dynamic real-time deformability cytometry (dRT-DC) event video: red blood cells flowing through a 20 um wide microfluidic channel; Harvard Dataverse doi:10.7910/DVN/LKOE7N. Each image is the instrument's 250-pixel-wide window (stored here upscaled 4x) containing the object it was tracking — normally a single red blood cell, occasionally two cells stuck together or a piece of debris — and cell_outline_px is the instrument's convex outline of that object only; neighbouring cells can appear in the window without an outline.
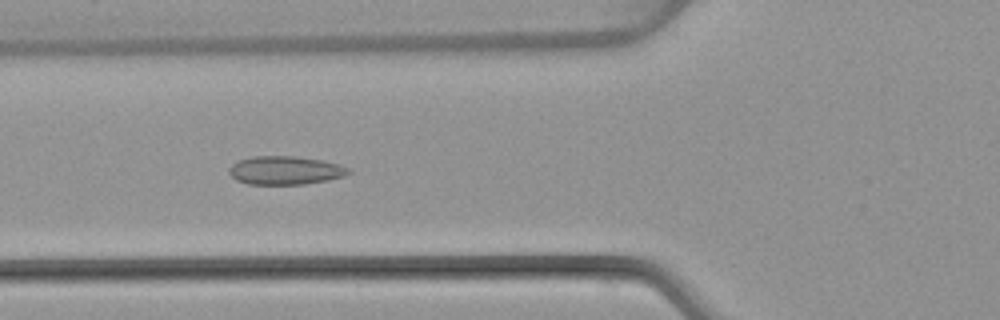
{"species": "common noctule bat (a hibernating species)", "species_latin": "Nyctalus noctula", "temperature_condition": "warm", "stored_images_in_passage": 43, "camera_frame_rate_fps": 3000, "um_per_image_px": 0.085, "animal": {"sex": "female", "body_mass_g": 22.7, "forearm_length_mm": 54.2}, "frame": {"image": 1, "passage_image": 18, "time_ms": 5.667, "image_size_px": [1000, 320], "cell_outline_px": [[352, 172], [344, 176], [328, 180], [304, 184], [248, 184], [236, 180], [228, 172], [228, 168], [236, 160], [252, 156], [296, 156], [324, 160], [340, 164], [348, 168]], "centroid_in_image_um": [24.24, 14.47], "position_along_channel_um": 101.6, "area_um2": 20.06}}
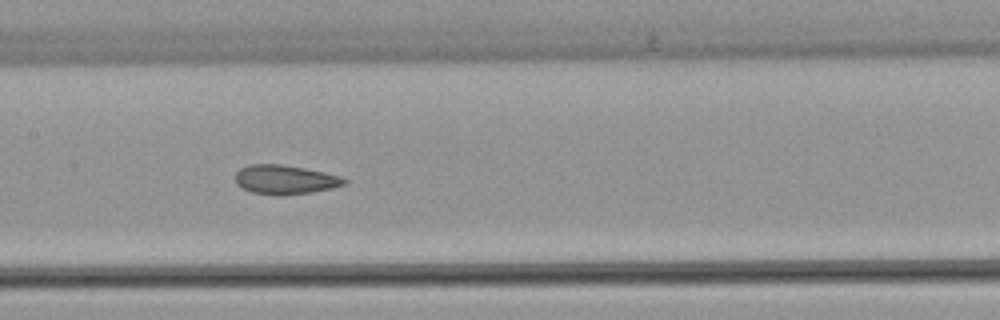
{"frame": {"image": 2, "passage_image": 24, "time_ms": 7.667, "image_size_px": [1000, 320], "cell_outline_px": [[348, 180], [344, 184], [332, 188], [312, 192], [284, 196], [276, 196], [252, 192], [236, 184], [236, 172], [240, 168], [248, 164], [280, 164], [304, 168], [344, 176]], "centroid_in_image_um": [24.25, 15.27], "position_along_channel_um": 183.2, "area_um2": 18.73}}
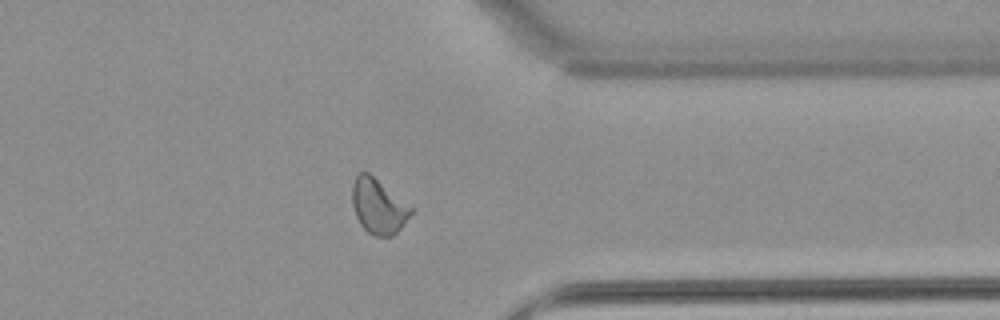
{"frame": {"image": 3, "passage_image": 39, "time_ms": 12.667, "image_size_px": [1000, 320], "cell_outline_px": [[416, 208], [400, 228], [392, 236], [372, 236], [360, 224], [356, 216], [352, 204], [352, 184], [356, 176], [360, 172], [368, 172]], "centroid_in_image_um": [32.18, 17.52], "position_along_channel_um": 379.2, "area_um2": 19.02}, "authors_computed_cell_mechanics": {"area_um2": 18.9584, "velocity_mm_per_s": 4.065, "shape_relaxation_time_tau1_ms": null, "shape_relaxation_time_tau2_ms": 1.8956, "deformation_change_tau1": null, "deformation_change_tau2": 0.0753}}